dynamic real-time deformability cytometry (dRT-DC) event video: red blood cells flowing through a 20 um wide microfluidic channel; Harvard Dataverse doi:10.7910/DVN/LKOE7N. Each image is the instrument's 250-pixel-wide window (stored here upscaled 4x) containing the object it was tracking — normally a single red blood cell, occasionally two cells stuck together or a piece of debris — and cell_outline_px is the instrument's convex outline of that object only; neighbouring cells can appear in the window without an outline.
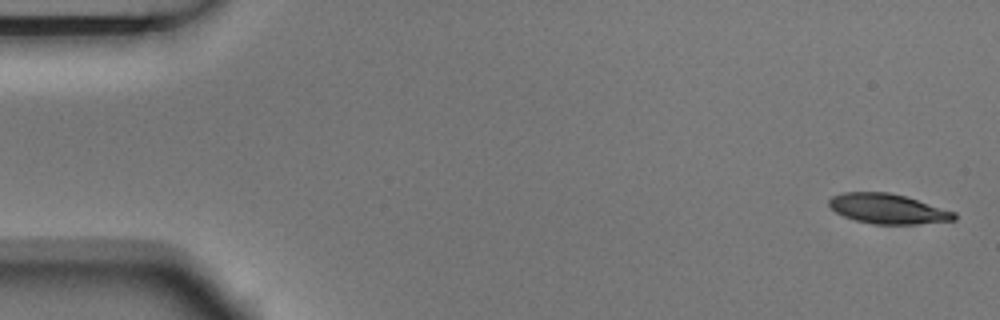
{"species": "Egyptian fruit bat (a non-hibernating species)", "species_latin": "Rousettus aegyptiacus", "temperature_condition": "room temperature", "stored_images_in_passage": 5, "camera_frame_rate_fps": 3000, "um_per_image_px": 0.085, "animal": {"sex": "male"}, "frame": {"image": 1, "passage_image": 1, "time_ms": 0.0, "image_size_px": [1000, 320], "cell_outline_px": [[956, 220], [916, 224], [872, 224], [856, 220], [844, 216], [836, 212], [828, 204], [828, 200], [832, 196], [844, 192], [888, 192], [904, 196], [956, 212]], "centroid_in_image_um": [75.46, 17.75], "position_along_channel_um": 9.5, "area_um2": 21.68}}
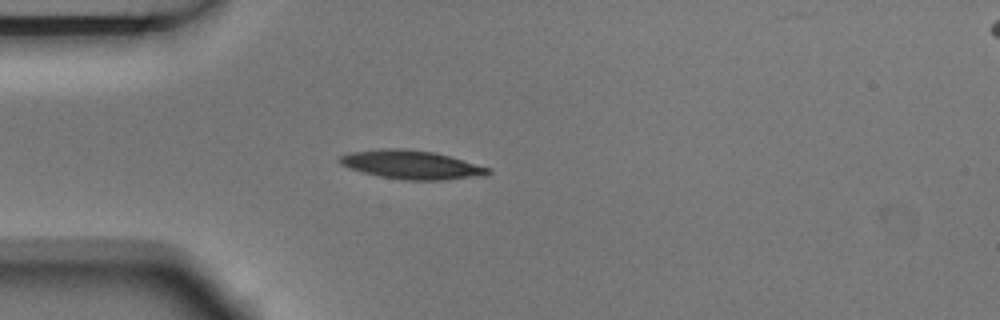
{"frame": {"image": 2, "passage_image": 4, "time_ms": 1.0, "image_size_px": [1000, 320], "cell_outline_px": [[492, 172], [488, 176], [444, 180], [404, 180], [380, 176], [364, 172], [340, 164], [336, 160], [340, 156], [348, 152], [380, 148], [408, 148], [436, 152], [492, 168]], "centroid_in_image_um": [35.03, 13.99], "position_along_channel_um": 50.0, "area_um2": 25.26}}